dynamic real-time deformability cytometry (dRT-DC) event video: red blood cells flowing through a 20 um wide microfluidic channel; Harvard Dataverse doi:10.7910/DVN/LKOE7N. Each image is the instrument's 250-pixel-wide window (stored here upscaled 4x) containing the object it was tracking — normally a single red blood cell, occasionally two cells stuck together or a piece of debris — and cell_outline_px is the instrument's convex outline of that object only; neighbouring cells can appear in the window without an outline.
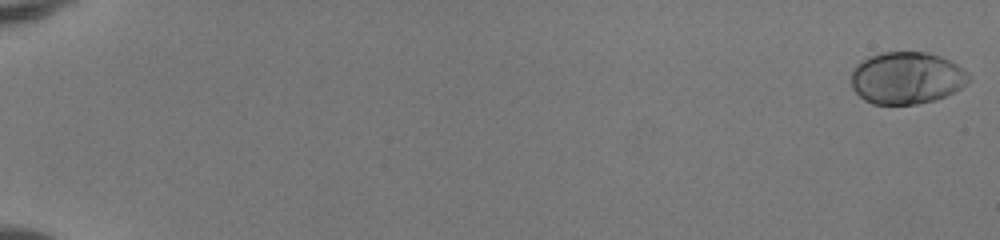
{"species": "human", "species_latin": "Homo sapiens", "temperature_condition": "room temperature", "stored_images_in_passage": 52, "camera_frame_rate_fps": 3000, "um_per_image_px": 0.085, "donor": {"sex": "female"}, "frame": {"image": 1, "passage_image": 1, "time_ms": 0.0, "image_size_px": [1000, 240], "cell_outline_px": [[972, 80], [960, 88], [936, 100], [916, 104], [872, 104], [864, 100], [852, 88], [852, 68], [860, 60], [868, 56], [884, 52], [924, 52], [940, 56], [964, 68], [972, 76]], "centroid_in_image_um": [77.07, 6.62], "position_along_channel_um": 7.9, "area_um2": 35.95}}
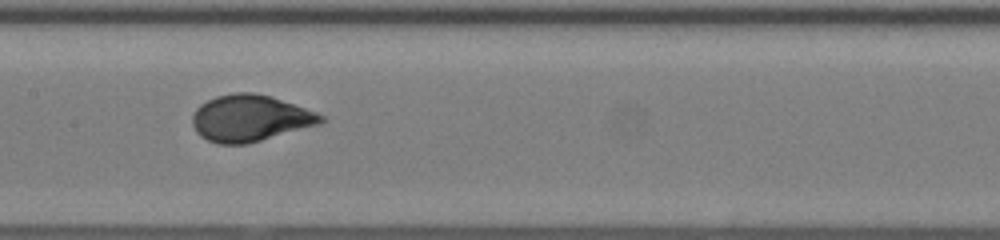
{"frame": {"image": 2, "passage_image": 29, "time_ms": 9.333, "image_size_px": [1000, 240], "cell_outline_px": [[328, 120], [320, 124], [248, 144], [216, 144], [200, 136], [196, 132], [192, 124], [192, 116], [196, 108], [200, 104], [216, 96], [236, 92], [252, 92], [268, 96], [316, 112], [324, 116]], "centroid_in_image_um": [21.24, 10.06], "position_along_channel_um": 186.2, "area_um2": 34.8}}
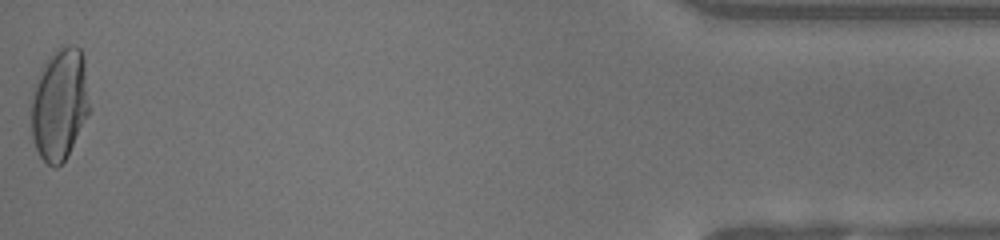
{"frame": {"image": 3, "passage_image": 52, "time_ms": 17.0, "image_size_px": [1000, 240], "cell_outline_px": [[92, 108], [68, 156], [56, 168], [48, 164], [40, 156], [32, 140], [32, 92], [44, 64], [56, 48], [60, 44], [72, 44], [80, 48], [84, 56]], "centroid_in_image_um": [5.12, 8.83], "position_along_channel_um": 430.1, "area_um2": 38.67}, "authors_computed_cell_mechanics": {"area_um2": 34.2465, "velocity_mm_per_s": 4.1723, "shape_relaxation_time_tau1_ms": 3.6804, "shape_relaxation_time_tau2_ms": null, "deformation_change_tau1": 0.1974, "deformation_change_tau2": null}}